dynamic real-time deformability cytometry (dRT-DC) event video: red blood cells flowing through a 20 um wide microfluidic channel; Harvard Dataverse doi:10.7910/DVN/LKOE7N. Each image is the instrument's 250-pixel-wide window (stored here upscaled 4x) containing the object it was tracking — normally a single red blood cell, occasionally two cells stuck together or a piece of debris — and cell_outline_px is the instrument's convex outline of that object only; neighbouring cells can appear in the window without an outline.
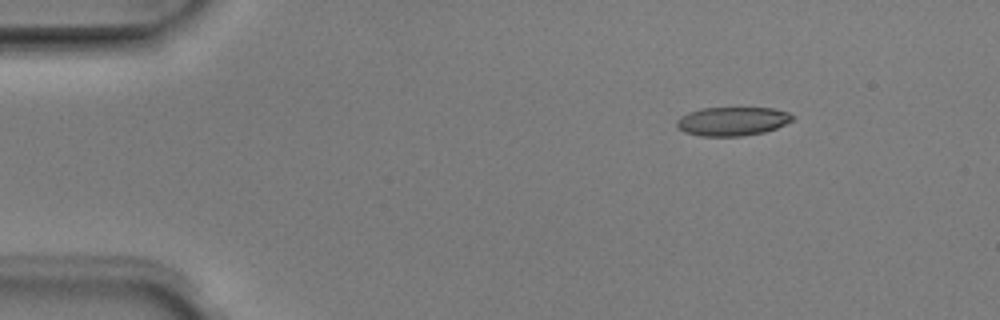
{"species": "Egyptian fruit bat (a non-hibernating species)", "species_latin": "Rousettus aegyptiacus", "temperature_condition": "room temperature", "stored_images_in_passage": 3, "camera_frame_rate_fps": 3000, "um_per_image_px": 0.085, "animal": {"sex": "male"}, "frame": {"image": 1, "passage_image": 1, "time_ms": 0.0, "image_size_px": [1000, 320], "cell_outline_px": [[792, 120], [776, 128], [764, 132], [744, 136], [700, 136], [684, 132], [676, 128], [676, 120], [680, 116], [688, 112], [700, 108], [772, 108], [788, 112], [792, 116]], "centroid_in_image_um": [62.18, 10.31], "position_along_channel_um": 22.8, "area_um2": 19.48}}
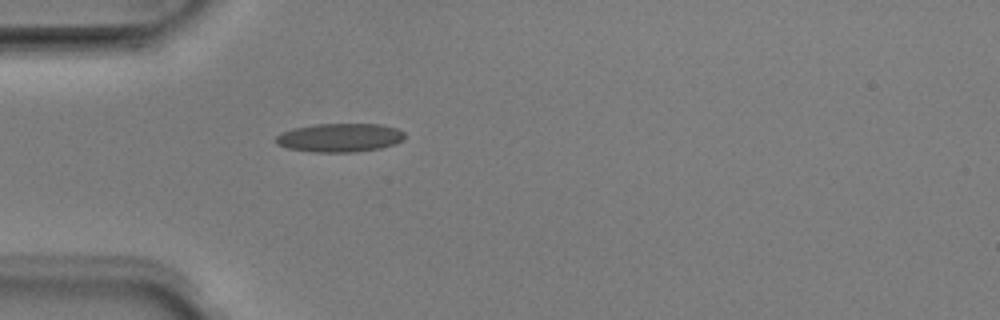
{"frame": {"image": 2, "passage_image": 3, "time_ms": 0.667, "image_size_px": [1000, 320], "cell_outline_px": [[404, 140], [396, 144], [380, 148], [356, 152], [312, 152], [288, 148], [276, 144], [276, 136], [292, 128], [316, 124], [380, 124], [396, 128], [404, 132]], "centroid_in_image_um": [28.9, 11.7], "position_along_channel_um": 56.1, "area_um2": 21.56}}